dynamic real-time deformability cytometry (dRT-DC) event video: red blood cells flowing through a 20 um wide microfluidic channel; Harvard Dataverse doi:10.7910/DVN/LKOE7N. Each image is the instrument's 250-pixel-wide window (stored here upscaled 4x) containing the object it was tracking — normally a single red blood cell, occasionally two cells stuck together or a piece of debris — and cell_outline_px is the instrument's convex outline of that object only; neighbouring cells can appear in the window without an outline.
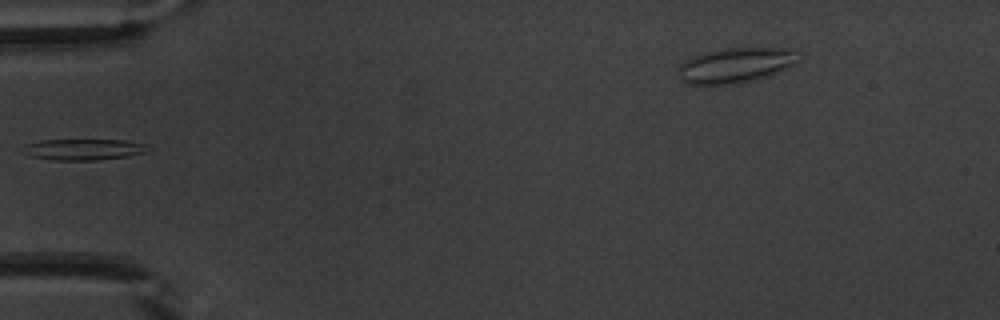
{"species": "common noctule bat (a hibernating species)", "species_latin": "Nyctalus noctula", "temperature_condition": "warm", "stored_images_in_passage": 34, "camera_frame_rate_fps": 3000, "um_per_image_px": 0.085, "animal": {"sex": "male", "body_mass_g": 20.1, "forearm_length_mm": 53.5}, "frame": {"image": 1, "passage_image": 1, "time_ms": 0.0, "image_size_px": [1000, 320], "cell_outline_px": [[152, 148], [144, 152], [128, 156], [96, 160], [52, 160], [32, 156], [20, 152], [24, 144], [40, 140], [124, 140], [144, 144]], "centroid_in_image_um": [7.04, 12.7], "position_along_channel_um": 78.0, "area_um2": 15.43}}
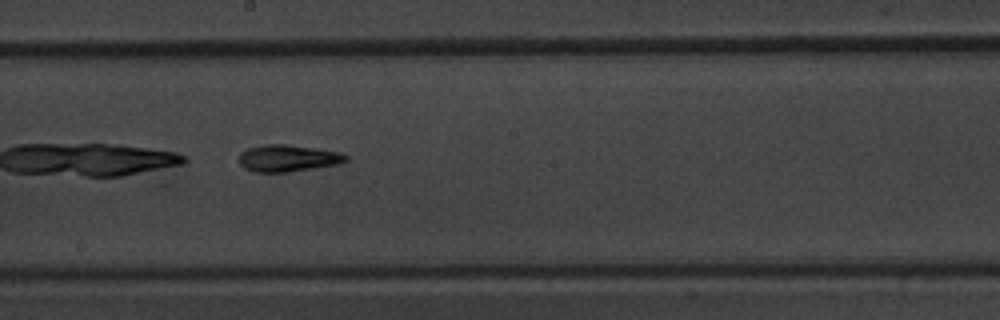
{"frame": {"image": 2, "passage_image": 12, "time_ms": 3.667, "image_size_px": [1000, 320], "cell_outline_px": [[348, 160], [336, 164], [288, 172], [252, 172], [244, 168], [240, 164], [240, 152], [248, 148], [264, 144], [284, 144], [340, 152], [348, 156]], "centroid_in_image_um": [24.42, 13.45], "position_along_channel_um": 223.8, "area_um2": 16.53}}
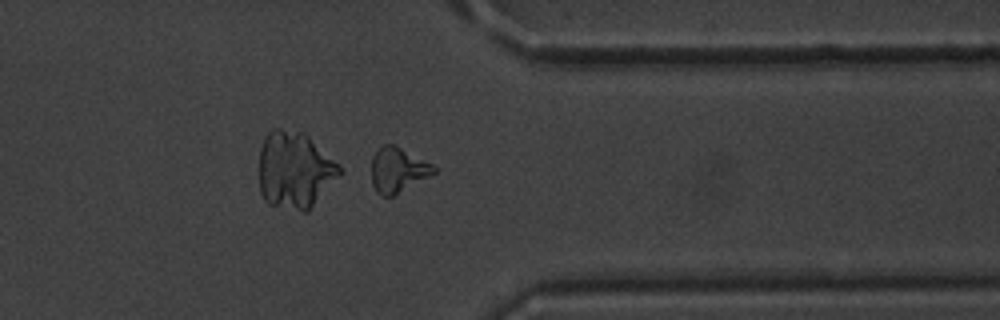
{"frame": {"image": 3, "passage_image": 24, "time_ms": 7.667, "image_size_px": [1000, 320], "cell_outline_px": [[436, 172], [392, 196], [380, 196], [376, 192], [372, 184], [372, 156], [384, 144], [392, 144], [432, 164], [436, 168]], "centroid_in_image_um": [33.78, 14.46], "position_along_channel_um": 377.6, "area_um2": 15.9}}